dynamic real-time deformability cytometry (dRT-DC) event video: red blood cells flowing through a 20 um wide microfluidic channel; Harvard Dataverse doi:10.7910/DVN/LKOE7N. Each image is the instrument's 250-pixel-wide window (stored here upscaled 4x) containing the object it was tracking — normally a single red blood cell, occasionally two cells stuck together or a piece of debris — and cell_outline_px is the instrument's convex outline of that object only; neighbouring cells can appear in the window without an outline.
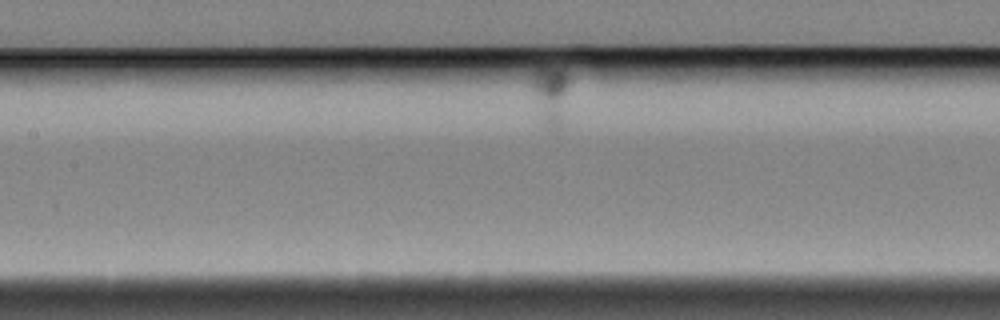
{"species": "Egyptian fruit bat (a non-hibernating species)", "species_latin": "Rousettus aegyptiacus", "temperature_condition": "cold", "stored_images_in_passage": 38, "segment_of_instrument_passage": [1, 2], "camera_frame_rate_fps": 3000, "um_per_image_px": 0.085, "animal": {"sex": "female"}, "frame": {"image": 1, "passage_image": 17, "time_ms": 5.333, "image_size_px": [1000, 320], "cell_outline_px": [[568, 84], [564, 124], [560, 128], [544, 128], [532, 88], [532, 80], [536, 68], [556, 68], [568, 76]], "centroid_in_image_um": [46.82, 8.15], "position_along_channel_um": 160.6, "area_um2": 12.6}}
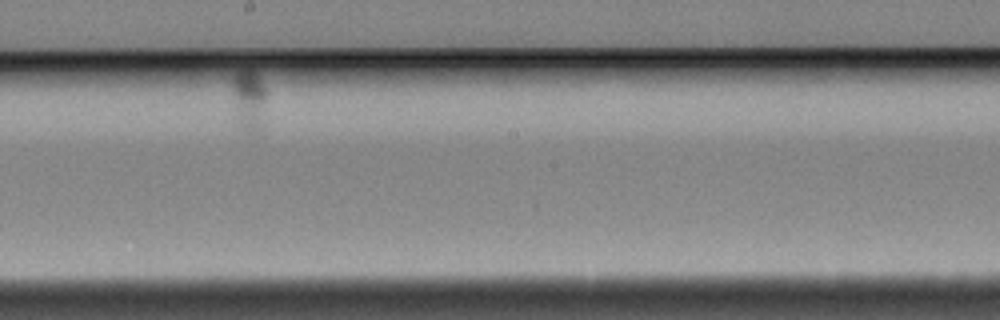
{"frame": {"image": 2, "passage_image": 27, "time_ms": 8.667, "image_size_px": [1000, 320], "cell_outline_px": [[264, 100], [260, 128], [256, 132], [252, 132], [244, 128], [240, 124], [232, 84], [232, 80], [236, 72], [244, 68], [252, 68], [260, 80], [264, 88]], "centroid_in_image_um": [21.15, 8.38], "position_along_channel_um": 227.1, "area_um2": 11.16}}
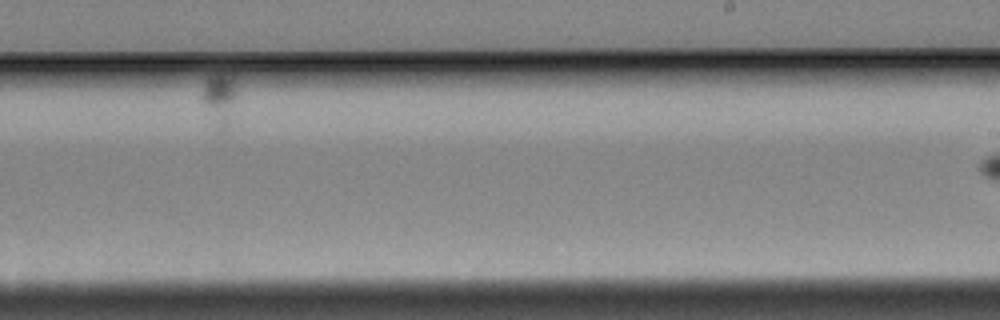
{"frame": {"image": 3, "passage_image": 33, "time_ms": 10.667, "image_size_px": [1000, 320], "cell_outline_px": [[236, 96], [232, 128], [224, 132], [216, 128], [200, 100], [200, 96], [208, 80], [216, 72], [220, 72], [228, 76], [232, 80], [236, 88]], "centroid_in_image_um": [18.69, 8.56], "position_along_channel_um": 270.3, "area_um2": 10.92}}